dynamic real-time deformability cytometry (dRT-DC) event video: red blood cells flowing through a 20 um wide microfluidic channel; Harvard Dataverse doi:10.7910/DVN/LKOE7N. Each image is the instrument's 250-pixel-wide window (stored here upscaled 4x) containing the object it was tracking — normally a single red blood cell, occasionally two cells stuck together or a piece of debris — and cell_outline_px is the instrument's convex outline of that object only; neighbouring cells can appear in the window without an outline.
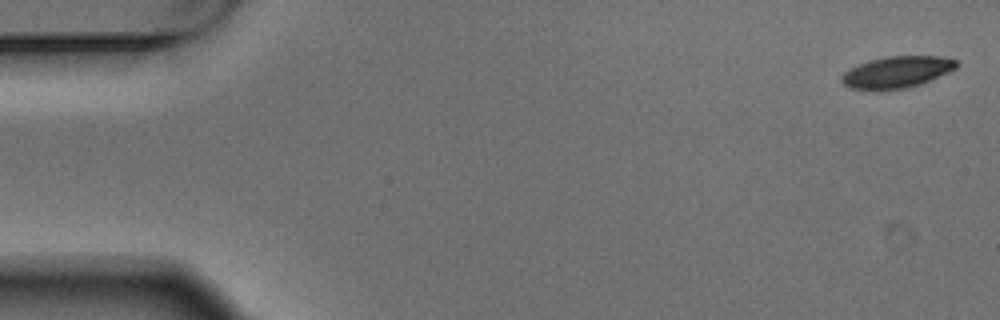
{"species": "Egyptian fruit bat (a non-hibernating species)", "species_latin": "Rousettus aegyptiacus", "temperature_condition": "warm", "stored_images_in_passage": 6, "camera_frame_rate_fps": 3000, "um_per_image_px": 0.085, "animal": {"sex": "male"}, "frame": {"image": 1, "passage_image": 1, "time_ms": 0.0, "image_size_px": [1000, 320], "cell_outline_px": [[960, 64], [956, 68], [948, 72], [920, 84], [904, 88], [848, 88], [840, 80], [840, 76], [844, 72], [868, 60], [888, 56], [940, 56], [956, 60]], "centroid_in_image_um": [76.25, 6.09], "position_along_channel_um": 8.7, "area_um2": 20.63}}
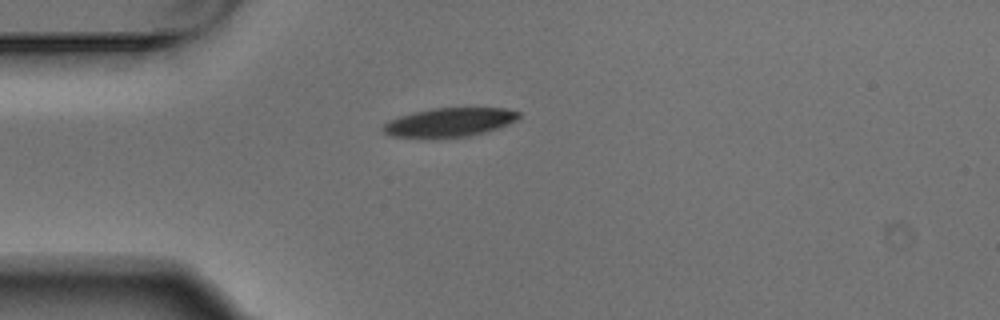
{"frame": {"image": 2, "passage_image": 4, "time_ms": 1.0, "image_size_px": [1000, 320], "cell_outline_px": [[520, 116], [516, 120], [508, 124], [484, 132], [468, 136], [432, 140], [392, 136], [384, 132], [384, 124], [388, 120], [400, 116], [432, 108], [504, 108], [520, 112]], "centroid_in_image_um": [38.17, 10.42], "position_along_channel_um": 46.8, "area_um2": 23.12}}
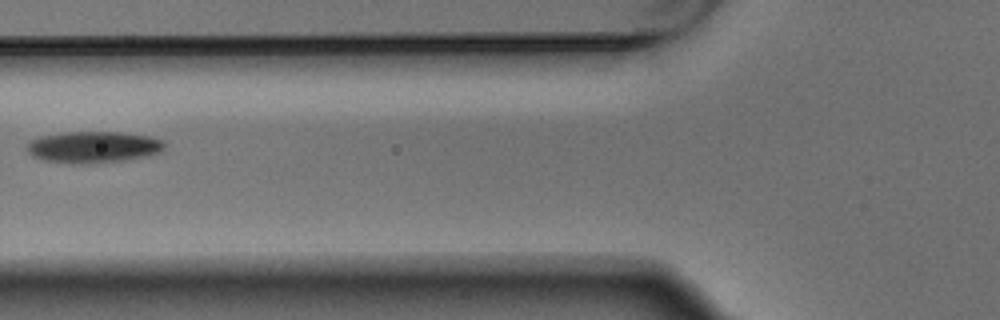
{"frame": {"image": 3, "passage_image": 6, "time_ms": 1.667, "image_size_px": [1000, 320], "cell_outline_px": [[164, 148], [160, 152], [128, 160], [92, 164], [72, 164], [44, 160], [32, 156], [28, 152], [28, 144], [32, 140], [40, 136], [64, 132], [120, 132], [148, 136], [164, 140]], "centroid_in_image_um": [7.94, 12.51], "position_along_channel_um": 117.9, "area_um2": 25.37}}